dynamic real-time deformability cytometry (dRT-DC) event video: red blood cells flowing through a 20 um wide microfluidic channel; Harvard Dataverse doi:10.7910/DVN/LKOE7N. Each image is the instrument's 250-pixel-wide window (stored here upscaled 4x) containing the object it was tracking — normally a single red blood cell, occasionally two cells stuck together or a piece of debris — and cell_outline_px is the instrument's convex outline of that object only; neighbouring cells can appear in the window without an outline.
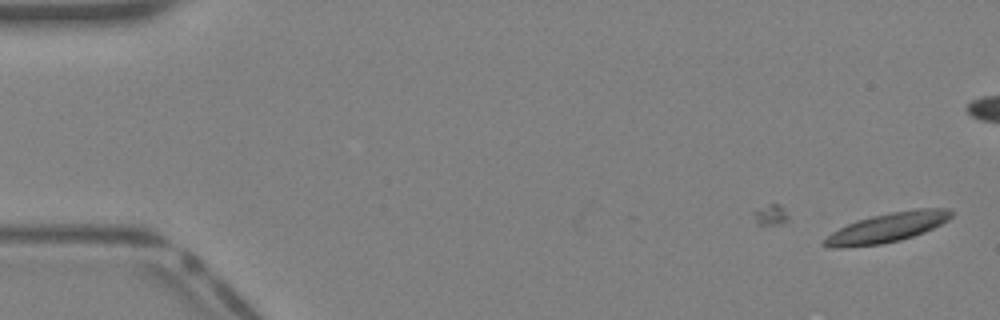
{"species": "Egyptian fruit bat (a non-hibernating species)", "species_latin": "Rousettus aegyptiacus", "temperature_condition": "warm", "stored_images_in_passage": 4, "camera_frame_rate_fps": 3000, "um_per_image_px": 0.085, "animal": {"sex": "female"}, "frame": {"image": 1, "passage_image": 4, "time_ms": 1.0, "image_size_px": [1000, 320], "cell_outline_px": [[952, 216], [948, 220], [924, 232], [900, 240], [880, 244], [844, 248], [828, 248], [820, 244], [832, 232], [856, 220], [872, 216], [892, 212], [916, 208], [948, 208], [952, 212]], "centroid_in_image_um": [75.39, 19.35], "position_along_channel_um": 9.6, "area_um2": 21.73}}